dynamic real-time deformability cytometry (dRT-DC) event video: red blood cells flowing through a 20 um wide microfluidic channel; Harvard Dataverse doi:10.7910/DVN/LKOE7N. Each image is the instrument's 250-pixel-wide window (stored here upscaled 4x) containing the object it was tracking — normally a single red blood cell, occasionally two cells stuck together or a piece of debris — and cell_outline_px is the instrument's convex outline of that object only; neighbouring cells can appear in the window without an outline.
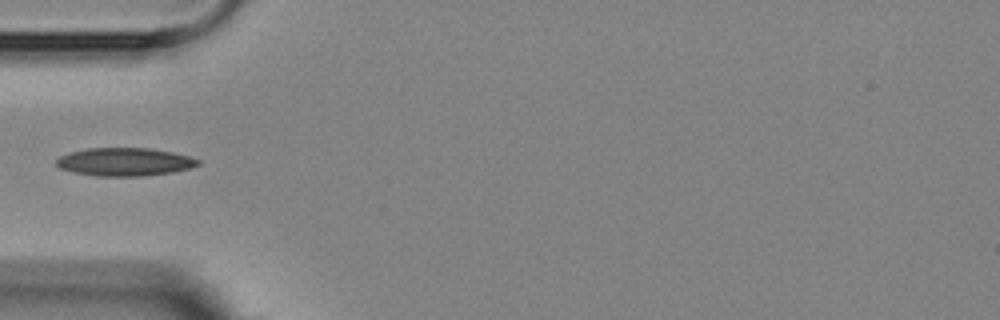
{"species": "Egyptian fruit bat (a non-hibernating species)", "species_latin": "Rousettus aegyptiacus", "temperature_condition": "room temperature", "stored_images_in_passage": 5, "camera_frame_rate_fps": 3000, "um_per_image_px": 0.085, "animal": {"sex": "female"}, "frame": {"image": 1, "passage_image": 4, "time_ms": 3.333, "image_size_px": [1000, 320], "cell_outline_px": [[200, 164], [188, 168], [172, 172], [144, 176], [96, 176], [72, 172], [60, 168], [56, 164], [56, 160], [60, 156], [68, 152], [88, 148], [148, 148], [172, 152], [188, 156], [200, 160]], "centroid_in_image_um": [10.56, 13.76], "position_along_channel_um": 74.4, "area_um2": 23.18}}